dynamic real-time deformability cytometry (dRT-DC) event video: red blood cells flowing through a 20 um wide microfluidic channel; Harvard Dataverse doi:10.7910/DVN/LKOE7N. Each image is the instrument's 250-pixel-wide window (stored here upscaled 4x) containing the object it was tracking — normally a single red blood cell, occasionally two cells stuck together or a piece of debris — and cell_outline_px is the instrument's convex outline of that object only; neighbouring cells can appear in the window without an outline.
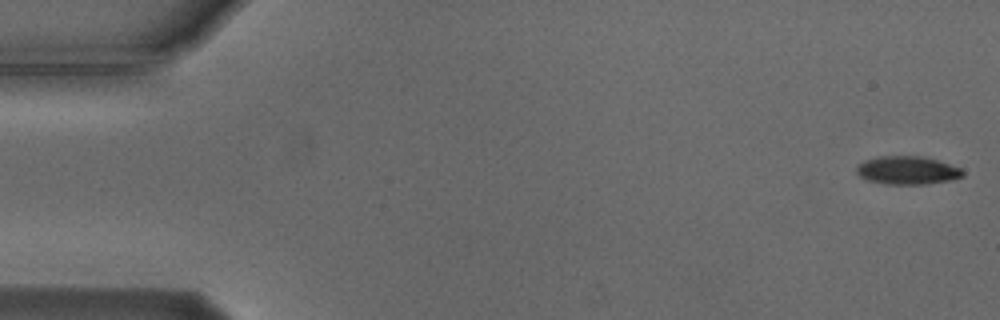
{"species": "Egyptian fruit bat (a non-hibernating species)", "species_latin": "Rousettus aegyptiacus", "temperature_condition": "cold", "stored_images_in_passage": 54, "camera_frame_rate_fps": 3000, "um_per_image_px": 0.085, "animal": {"sex": "male"}, "frame": {"image": 1, "passage_image": 1, "time_ms": 0.0, "image_size_px": [1000, 320], "cell_outline_px": [[964, 176], [948, 180], [924, 184], [884, 184], [868, 180], [860, 176], [856, 172], [856, 168], [864, 160], [880, 156], [920, 156], [936, 160], [960, 168], [964, 172]], "centroid_in_image_um": [77.09, 14.48], "position_along_channel_um": 7.9, "area_um2": 17.22}}
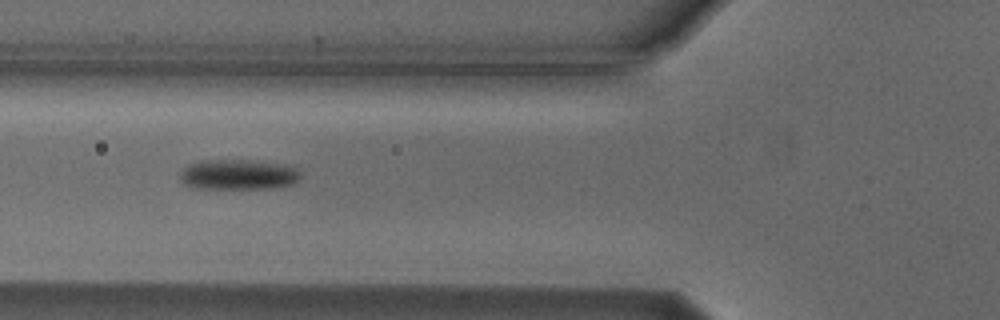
{"frame": {"image": 2, "passage_image": 20, "time_ms": 6.333, "image_size_px": [1000, 320], "cell_outline_px": [[300, 176], [292, 184], [272, 188], [200, 188], [188, 184], [180, 176], [184, 168], [192, 164], [204, 160], [248, 160], [280, 164], [296, 168], [300, 172]], "centroid_in_image_um": [20.3, 14.83], "position_along_channel_um": 105.5, "area_um2": 20.58}}
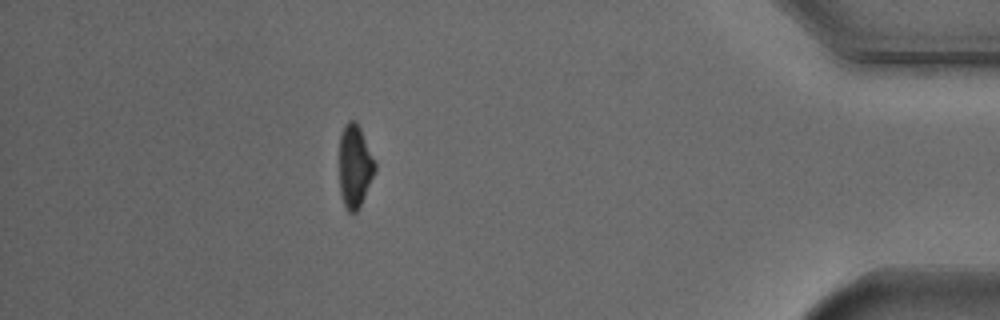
{"frame": {"image": 3, "passage_image": 48, "time_ms": 15.667, "image_size_px": [1000, 320], "cell_outline_px": [[376, 168], [364, 196], [356, 212], [348, 212], [344, 204], [340, 192], [340, 136], [344, 124], [348, 120], [356, 120], [360, 128], [376, 164]], "centroid_in_image_um": [30.14, 14.08], "position_along_channel_um": 405.1, "area_um2": 16.88}, "authors_computed_cell_mechanics": {"area_um2": 18.4382, "velocity_mm_per_s": 3.7604, "shape_relaxation_time_tau1_ms": 2.5789, "shape_relaxation_time_tau2_ms": null, "deformation_change_tau1": 0.1123, "deformation_change_tau2": null}}